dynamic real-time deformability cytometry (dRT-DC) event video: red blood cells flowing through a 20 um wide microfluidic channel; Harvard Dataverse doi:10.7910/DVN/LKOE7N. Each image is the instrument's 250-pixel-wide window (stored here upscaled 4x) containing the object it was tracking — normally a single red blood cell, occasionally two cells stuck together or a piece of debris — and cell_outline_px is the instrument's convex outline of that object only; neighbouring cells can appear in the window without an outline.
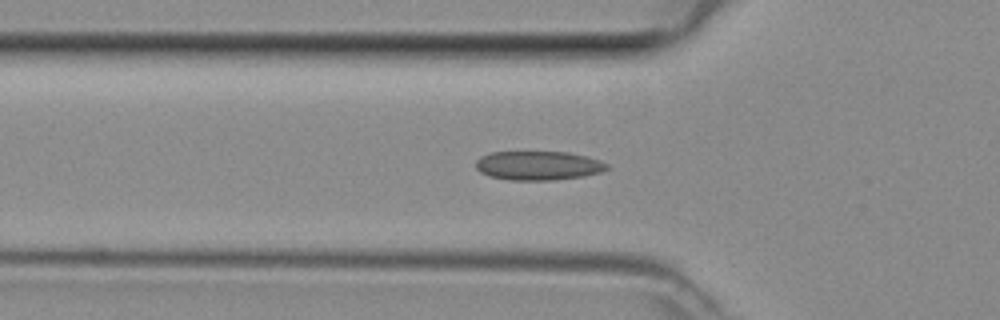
{"species": "common noctule bat (a hibernating species)", "species_latin": "Nyctalus noctula", "temperature_condition": "room temperature", "stored_images_in_passage": 41, "camera_frame_rate_fps": 3000, "um_per_image_px": 0.085, "animal": {"sex": "female", "body_mass_g": 29.2, "forearm_length_mm": 56.3}, "frame": {"image": 1, "passage_image": 16, "time_ms": 5.0, "image_size_px": [1000, 320], "cell_outline_px": [[608, 168], [600, 172], [584, 176], [552, 180], [508, 180], [488, 176], [480, 172], [476, 168], [476, 160], [480, 156], [492, 152], [568, 152], [600, 160], [608, 164]], "centroid_in_image_um": [45.72, 14.08], "position_along_channel_um": 80.1, "area_um2": 22.2}}
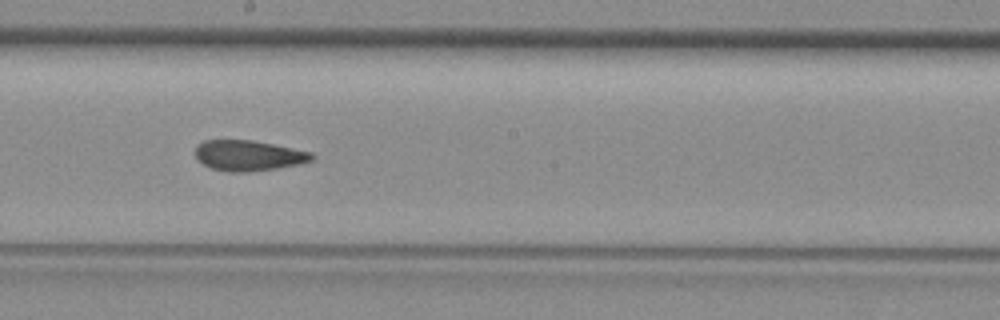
{"frame": {"image": 2, "passage_image": 26, "time_ms": 8.333, "image_size_px": [1000, 320], "cell_outline_px": [[316, 156], [312, 160], [300, 164], [276, 168], [248, 172], [228, 172], [212, 168], [204, 164], [196, 156], [196, 144], [204, 140], [252, 140], [312, 152]], "centroid_in_image_um": [21.13, 13.22], "position_along_channel_um": 227.1, "area_um2": 20.63}}
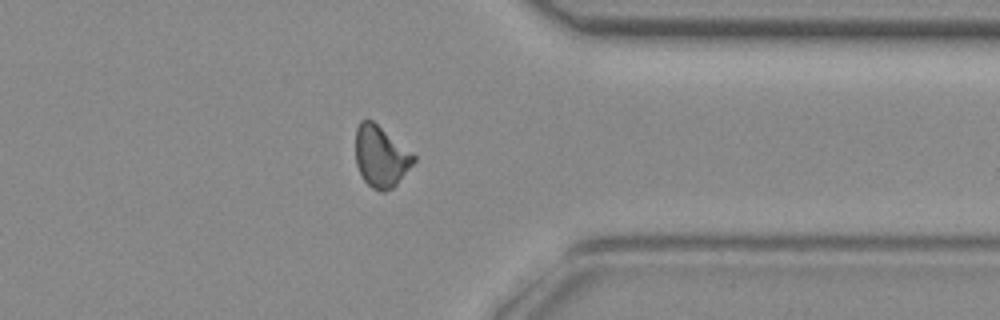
{"frame": {"image": 3, "passage_image": 37, "time_ms": 12.0, "image_size_px": [1000, 320], "cell_outline_px": [[416, 160], [396, 184], [392, 188], [384, 192], [380, 192], [372, 188], [364, 180], [356, 164], [356, 128], [360, 120], [372, 120], [416, 156]], "centroid_in_image_um": [32.36, 13.31], "position_along_channel_um": 379.0, "area_um2": 20.46}}